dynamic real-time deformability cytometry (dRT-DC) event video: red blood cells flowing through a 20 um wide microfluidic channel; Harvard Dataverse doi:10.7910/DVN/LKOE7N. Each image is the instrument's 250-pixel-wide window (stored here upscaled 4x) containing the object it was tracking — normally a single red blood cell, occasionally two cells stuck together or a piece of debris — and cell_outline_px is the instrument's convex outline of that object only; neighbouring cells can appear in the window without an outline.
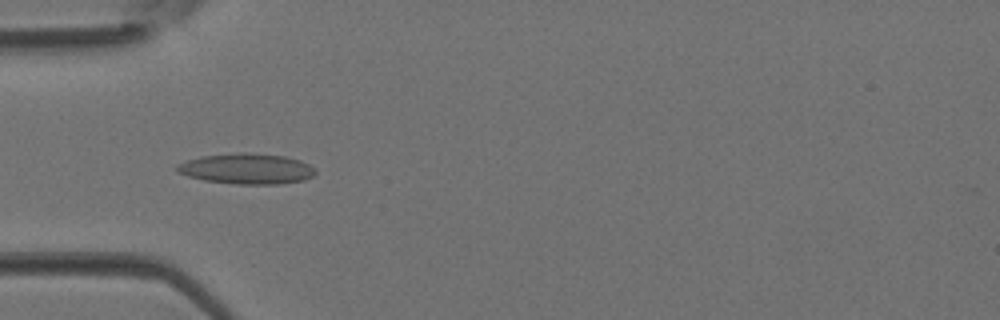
{"species": "Egyptian fruit bat (a non-hibernating species)", "species_latin": "Rousettus aegyptiacus", "temperature_condition": "room temperature", "stored_images_in_passage": 34, "camera_frame_rate_fps": 3000, "um_per_image_px": 0.085, "animal": {"sex": "female"}, "frame": {"image": 1, "passage_image": 5, "time_ms": 1.333, "image_size_px": [1000, 320], "cell_outline_px": [[316, 172], [312, 176], [304, 180], [280, 184], [236, 184], [204, 180], [188, 176], [176, 172], [176, 164], [188, 160], [204, 156], [244, 152], [284, 156], [300, 160], [316, 168]], "centroid_in_image_um": [20.98, 14.35], "position_along_channel_um": 64.0, "area_um2": 24.57}}
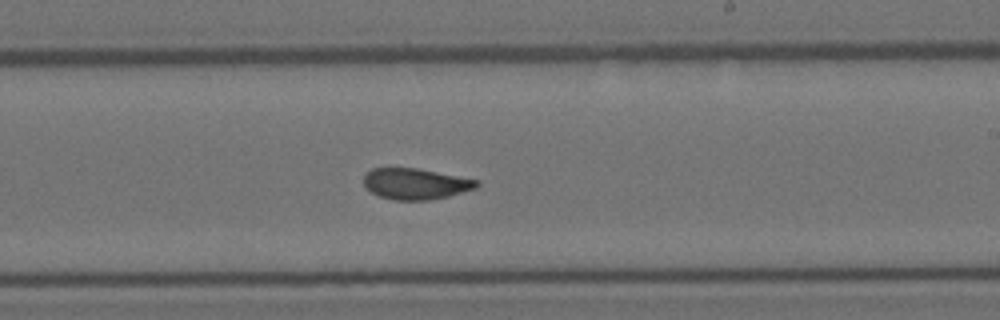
{"frame": {"image": 2, "passage_image": 17, "time_ms": 5.333, "image_size_px": [1000, 320], "cell_outline_px": [[480, 184], [476, 188], [448, 196], [428, 200], [392, 200], [380, 196], [372, 192], [364, 184], [364, 176], [372, 168], [416, 168], [480, 180]], "centroid_in_image_um": [35.35, 15.62], "position_along_channel_um": 253.7, "area_um2": 20.29}}
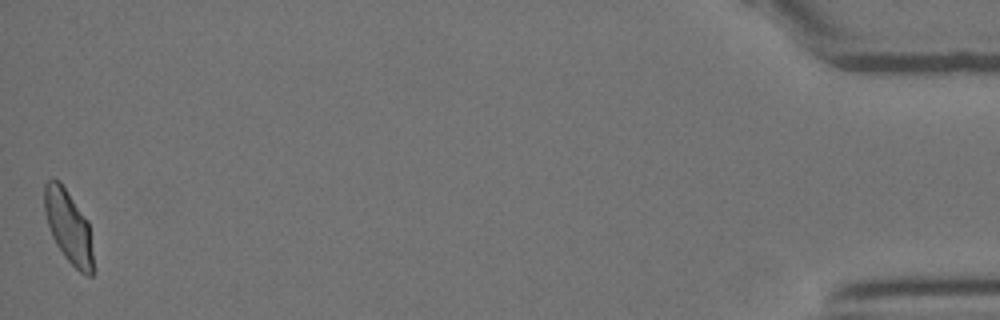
{"frame": {"image": 3, "passage_image": 34, "time_ms": 11.0, "image_size_px": [1000, 320], "cell_outline_px": [[92, 276], [88, 276], [80, 272], [64, 256], [56, 244], [52, 236], [44, 212], [44, 184], [52, 176], [60, 180], [88, 220], [92, 252]], "centroid_in_image_um": [5.79, 19.2], "position_along_channel_um": 429.4, "area_um2": 20.69}}